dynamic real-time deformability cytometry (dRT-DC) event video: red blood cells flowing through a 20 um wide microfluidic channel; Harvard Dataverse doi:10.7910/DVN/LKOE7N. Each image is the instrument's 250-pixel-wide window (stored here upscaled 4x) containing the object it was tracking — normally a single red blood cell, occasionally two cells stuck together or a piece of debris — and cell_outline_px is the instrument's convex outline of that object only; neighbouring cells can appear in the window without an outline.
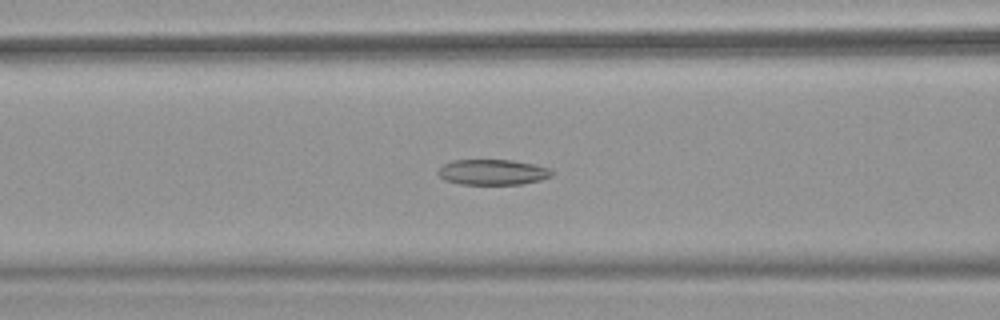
{"species": "common noctule bat (a hibernating species)", "species_latin": "Nyctalus noctula", "temperature_condition": "warm", "stored_images_in_passage": 51, "camera_frame_rate_fps": 3000, "um_per_image_px": 0.085, "animal": {"sex": "female", "body_mass_g": 18.4}, "frame": {"image": 1, "passage_image": 21, "time_ms": 6.667, "image_size_px": [1000, 320], "cell_outline_px": [[552, 176], [540, 180], [524, 184], [460, 184], [444, 180], [436, 172], [444, 164], [452, 160], [512, 160], [536, 164], [548, 168], [552, 172]], "centroid_in_image_um": [41.87, 14.63], "position_along_channel_um": 124.7, "area_um2": 16.94}}
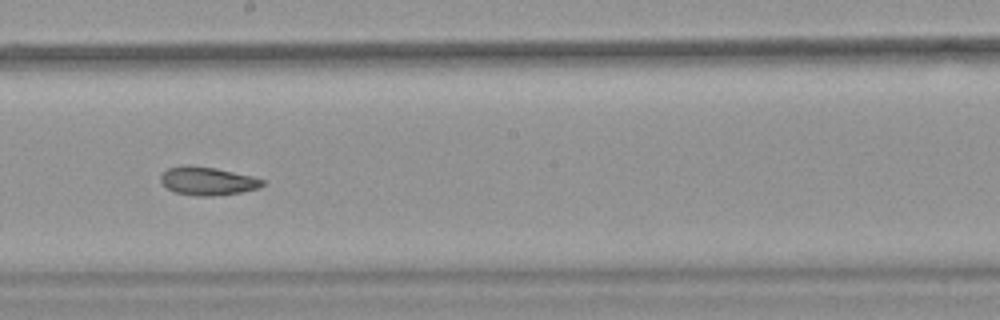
{"frame": {"image": 2, "passage_image": 29, "time_ms": 9.333, "image_size_px": [1000, 320], "cell_outline_px": [[264, 184], [260, 188], [240, 192], [212, 196], [196, 196], [176, 192], [168, 188], [160, 180], [160, 176], [168, 168], [184, 164], [192, 164], [216, 168], [252, 176], [264, 180]], "centroid_in_image_um": [17.64, 15.37], "position_along_channel_um": 230.6, "area_um2": 16.82}}
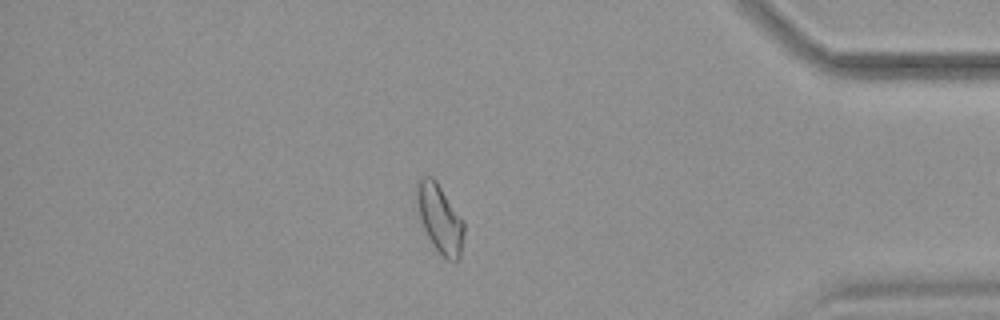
{"frame": {"image": 3, "passage_image": 44, "time_ms": 14.333, "image_size_px": [1000, 320], "cell_outline_px": [[464, 232], [460, 260], [448, 260], [432, 244], [424, 228], [420, 216], [416, 200], [416, 184], [420, 176], [432, 176], [436, 180], [464, 220]], "centroid_in_image_um": [37.4, 18.54], "position_along_channel_um": 397.8, "area_um2": 18.79}, "authors_computed_cell_mechanics": {"area_um2": 19.3052, "velocity_mm_per_s": 3.9859, "shape_relaxation_time_tau1_ms": null, "shape_relaxation_time_tau2_ms": 3.0938, "deformation_change_tau1": null, "deformation_change_tau2": 0.0973}}